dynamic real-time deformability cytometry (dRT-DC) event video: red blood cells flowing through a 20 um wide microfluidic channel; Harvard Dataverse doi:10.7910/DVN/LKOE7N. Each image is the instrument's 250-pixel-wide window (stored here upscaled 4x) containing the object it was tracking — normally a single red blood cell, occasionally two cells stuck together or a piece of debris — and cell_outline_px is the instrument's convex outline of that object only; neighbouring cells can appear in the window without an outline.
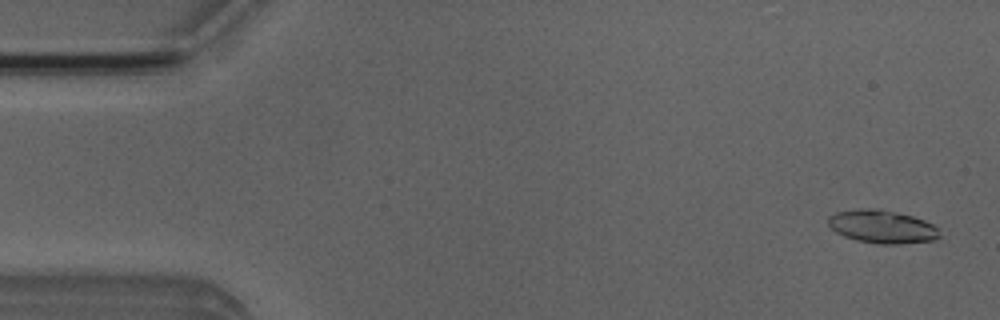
{"species": "Egyptian fruit bat (a non-hibernating species)", "species_latin": "Rousettus aegyptiacus", "temperature_condition": "room temperature", "stored_images_in_passage": 6, "camera_frame_rate_fps": 3000, "um_per_image_px": 0.085, "animal": {"sex": "male"}, "frame": {"image": 1, "passage_image": 1, "time_ms": 0.0, "image_size_px": [1000, 320], "cell_outline_px": [[940, 236], [932, 240], [900, 244], [876, 244], [856, 240], [844, 236], [836, 232], [828, 224], [828, 216], [836, 212], [856, 208], [880, 208], [912, 216], [924, 220], [932, 224], [936, 228]], "centroid_in_image_um": [74.93, 19.25], "position_along_channel_um": 10.1, "area_um2": 21.56}}
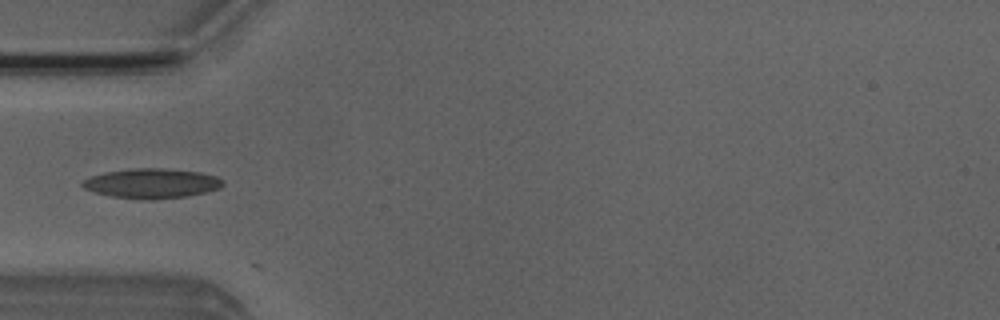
{"frame": {"image": 2, "passage_image": 5, "time_ms": 4.667, "image_size_px": [1000, 320], "cell_outline_px": [[224, 184], [220, 188], [188, 196], [152, 200], [140, 200], [112, 196], [96, 192], [84, 188], [80, 184], [80, 180], [104, 172], [136, 168], [160, 168], [200, 172], [216, 176], [224, 180]], "centroid_in_image_um": [12.89, 15.59], "position_along_channel_um": 72.1, "area_um2": 24.45}}